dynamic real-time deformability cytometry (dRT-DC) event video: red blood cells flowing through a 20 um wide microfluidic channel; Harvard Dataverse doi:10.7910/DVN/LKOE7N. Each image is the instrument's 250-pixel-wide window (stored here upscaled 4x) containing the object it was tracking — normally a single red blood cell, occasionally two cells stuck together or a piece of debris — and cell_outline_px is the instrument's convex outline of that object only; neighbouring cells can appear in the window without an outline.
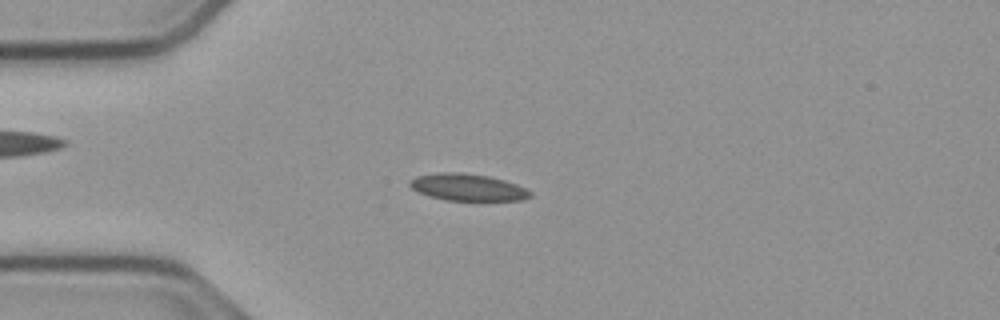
{"species": "common noctule bat (a hibernating species)", "species_latin": "Nyctalus noctula", "temperature_condition": "cold", "stored_images_in_passage": 53, "camera_frame_rate_fps": 3000, "um_per_image_px": 0.085, "animal": {"sex": "male", "body_mass_g": 23.1, "forearm_length_mm": 52.7}, "frame": {"image": 1, "passage_image": 13, "time_ms": 4.0, "image_size_px": [1000, 320], "cell_outline_px": [[532, 196], [520, 200], [444, 200], [428, 196], [416, 192], [408, 184], [408, 180], [416, 176], [440, 172], [460, 172], [488, 176], [504, 180], [516, 184], [532, 192]], "centroid_in_image_um": [39.69, 15.91], "position_along_channel_um": 45.3, "area_um2": 18.96}}
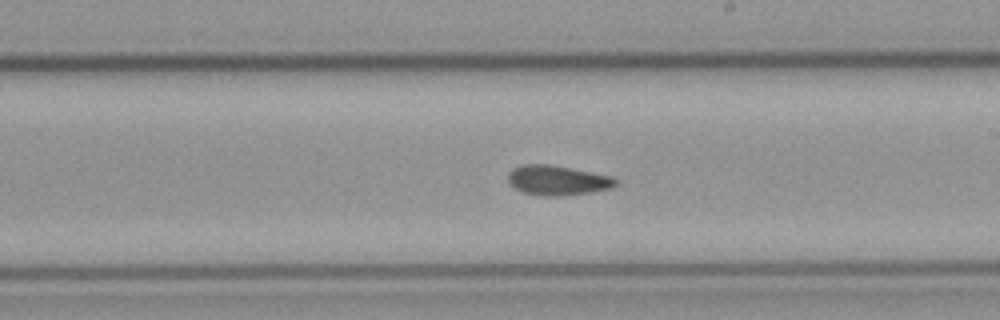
{"frame": {"image": 2, "passage_image": 30, "time_ms": 9.667, "image_size_px": [1000, 320], "cell_outline_px": [[620, 180], [612, 188], [564, 196], [544, 196], [524, 192], [516, 188], [508, 180], [508, 172], [512, 168], [524, 164], [548, 164], [612, 176]], "centroid_in_image_um": [47.4, 15.32], "position_along_channel_um": 241.6, "area_um2": 18.55}}
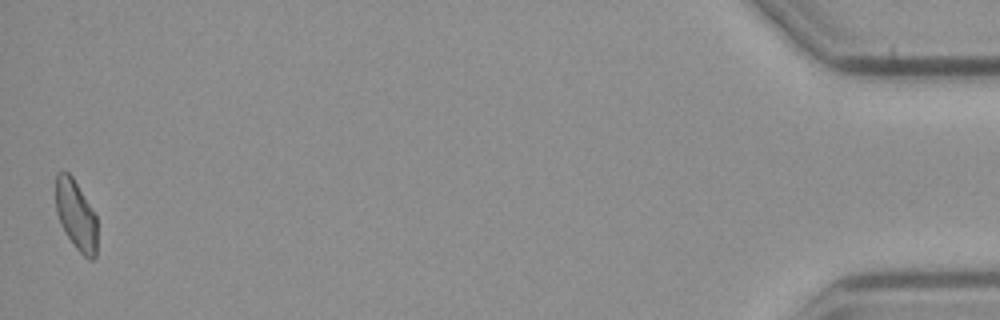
{"frame": {"image": 3, "passage_image": 53, "time_ms": 17.333, "image_size_px": [1000, 320], "cell_outline_px": [[96, 256], [92, 260], [88, 260], [72, 244], [60, 224], [56, 212], [56, 172], [68, 172], [72, 176], [96, 216]], "centroid_in_image_um": [6.45, 18.31], "position_along_channel_um": 428.8, "area_um2": 16.76}, "authors_computed_cell_mechanics": {"area_um2": 18.2648, "velocity_mm_per_s": 3.7613, "shape_relaxation_time_tau1_ms": null, "shape_relaxation_time_tau2_ms": 3.9375, "deformation_change_tau1": null, "deformation_change_tau2": 0.1046}}